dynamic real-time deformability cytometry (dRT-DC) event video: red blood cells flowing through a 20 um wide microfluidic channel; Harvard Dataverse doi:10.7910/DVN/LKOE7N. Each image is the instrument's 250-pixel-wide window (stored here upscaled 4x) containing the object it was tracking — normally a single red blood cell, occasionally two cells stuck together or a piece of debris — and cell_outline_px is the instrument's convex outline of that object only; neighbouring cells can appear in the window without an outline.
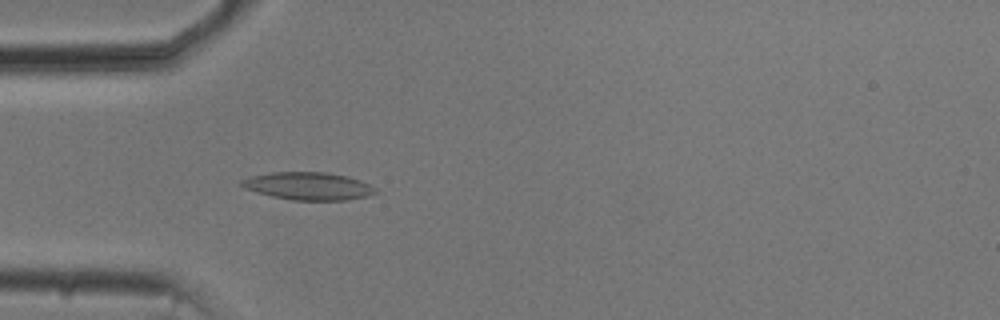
{"species": "common noctule bat (a hibernating species)", "species_latin": "Nyctalus noctula", "temperature_condition": "cold", "stored_images_in_passage": 42, "camera_frame_rate_fps": 3000, "um_per_image_px": 0.085, "animal": {"sex": "male", "body_mass_g": 20.5, "forearm_length_mm": 52.5}, "frame": {"image": 1, "passage_image": 4, "time_ms": 1.0, "image_size_px": [1000, 320], "cell_outline_px": [[376, 192], [364, 196], [344, 200], [292, 200], [272, 196], [256, 192], [244, 188], [240, 184], [240, 180], [252, 176], [272, 172], [324, 172], [344, 176], [368, 184], [376, 188]], "centroid_in_image_um": [26.13, 15.81], "position_along_channel_um": 58.9, "area_um2": 21.15}}
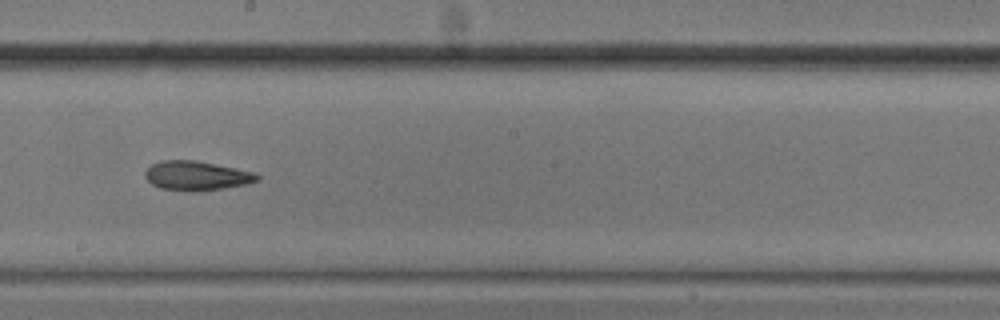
{"frame": {"image": 2, "passage_image": 18, "time_ms": 5.667, "image_size_px": [1000, 320], "cell_outline_px": [[260, 176], [256, 180], [248, 184], [192, 192], [160, 188], [152, 184], [144, 176], [144, 172], [152, 164], [160, 160], [192, 160], [252, 172]], "centroid_in_image_um": [16.63, 14.94], "position_along_channel_um": 231.6, "area_um2": 18.73}}
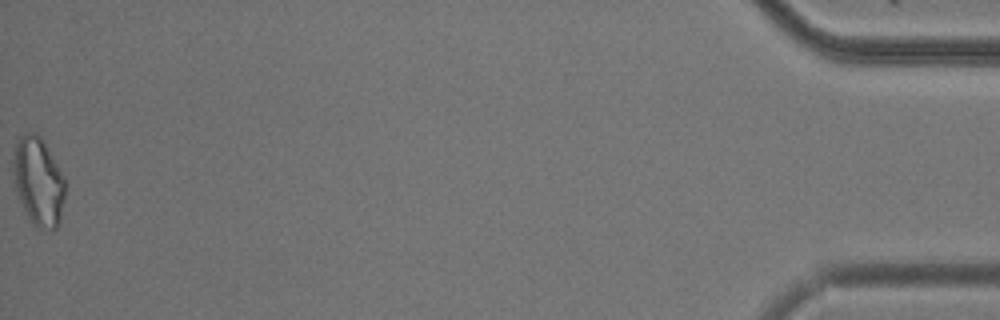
{"frame": {"image": 3, "passage_image": 42, "time_ms": 13.667, "image_size_px": [1000, 320], "cell_outline_px": [[64, 196], [60, 220], [56, 228], [36, 228], [32, 224], [16, 192], [12, 172], [12, 160], [16, 136], [24, 132], [36, 132], [44, 140], [64, 176]], "centroid_in_image_um": [3.22, 15.34], "position_along_channel_um": 432.0, "area_um2": 27.11}, "authors_computed_cell_mechanics": {"area_um2": 19.6231, "velocity_mm_per_s": 3.7507, "shape_relaxation_time_tau1_ms": 4.3961, "shape_relaxation_time_tau2_ms": 6.2333, "deformation_change_tau1": 0.1273, "deformation_change_tau2": 0.1562}}